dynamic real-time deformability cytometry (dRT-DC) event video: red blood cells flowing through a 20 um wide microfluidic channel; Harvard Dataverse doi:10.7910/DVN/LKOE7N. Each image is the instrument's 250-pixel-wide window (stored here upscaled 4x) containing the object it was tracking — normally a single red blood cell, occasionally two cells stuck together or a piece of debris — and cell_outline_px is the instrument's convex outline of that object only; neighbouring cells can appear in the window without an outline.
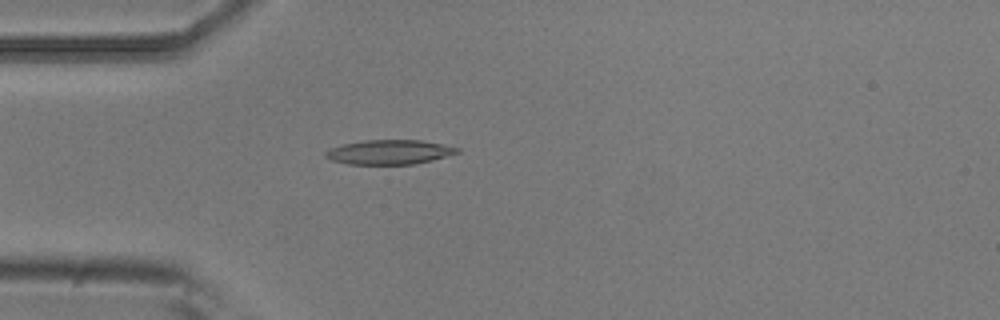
{"species": "common noctule bat (a hibernating species)", "species_latin": "Nyctalus noctula", "temperature_condition": "room temperature", "stored_images_in_passage": 3, "camera_frame_rate_fps": 3000, "um_per_image_px": 0.085, "animal": {"sex": "male", "body_mass_g": 20.5, "forearm_length_mm": 52.5}, "frame": {"image": 1, "passage_image": 3, "time_ms": 0.667, "image_size_px": [1000, 320], "cell_outline_px": [[460, 152], [432, 160], [416, 164], [348, 164], [332, 160], [324, 156], [324, 152], [328, 148], [344, 144], [364, 140], [420, 140], [460, 148]], "centroid_in_image_um": [33.06, 12.93], "position_along_channel_um": 51.9, "area_um2": 18.73}}